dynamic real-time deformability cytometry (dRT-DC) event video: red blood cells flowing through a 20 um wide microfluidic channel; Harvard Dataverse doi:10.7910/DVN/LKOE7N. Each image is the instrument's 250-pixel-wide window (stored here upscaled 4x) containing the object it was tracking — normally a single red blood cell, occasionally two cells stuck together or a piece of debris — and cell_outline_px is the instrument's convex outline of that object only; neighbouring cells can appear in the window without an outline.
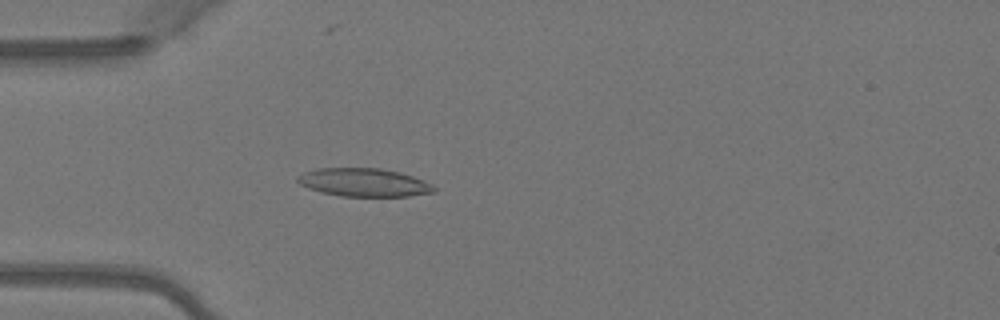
{"species": "Egyptian fruit bat (a non-hibernating species)", "species_latin": "Rousettus aegyptiacus", "temperature_condition": "warm", "stored_images_in_passage": 50, "camera_frame_rate_fps": 3000, "um_per_image_px": 0.085, "animal": {"sex": "female"}, "frame": {"image": 1, "passage_image": 15, "time_ms": 4.667, "image_size_px": [1000, 320], "cell_outline_px": [[436, 192], [408, 196], [340, 196], [320, 192], [308, 188], [300, 184], [296, 180], [296, 176], [304, 172], [316, 168], [380, 168], [400, 172], [412, 176], [432, 184], [436, 188]], "centroid_in_image_um": [30.91, 15.5], "position_along_channel_um": 54.1, "area_um2": 22.54}}
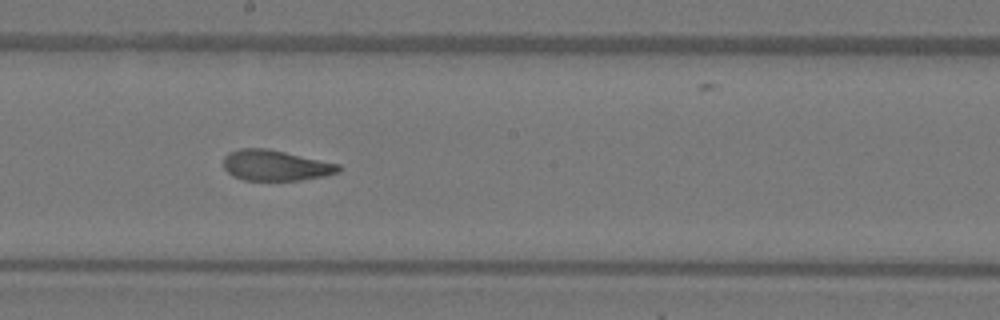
{"frame": {"image": 2, "passage_image": 28, "time_ms": 9.0, "image_size_px": [1000, 320], "cell_outline_px": [[344, 168], [340, 172], [324, 176], [300, 180], [244, 180], [232, 176], [224, 168], [224, 156], [228, 152], [240, 148], [268, 148], [340, 164]], "centroid_in_image_um": [23.44, 14.05], "position_along_channel_um": 224.8, "area_um2": 20.75}}
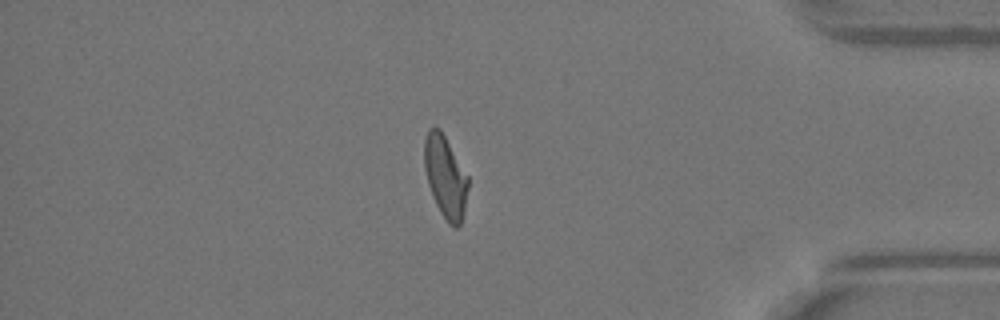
{"frame": {"image": 3, "passage_image": 43, "time_ms": 14.0, "image_size_px": [1000, 320], "cell_outline_px": [[468, 188], [464, 212], [460, 224], [456, 228], [448, 224], [440, 212], [432, 196], [428, 184], [424, 168], [424, 140], [428, 128], [432, 124], [440, 128], [468, 176]], "centroid_in_image_um": [37.84, 15.0], "position_along_channel_um": 397.4, "area_um2": 21.1}, "authors_computed_cell_mechanics": {"area_um2": 21.5305, "velocity_mm_per_s": 4.109, "shape_relaxation_time_tau1_ms": 10.006, "shape_relaxation_time_tau2_ms": 1.9087, "deformation_change_tau1": 0.2577, "deformation_change_tau2": 0.0938}}